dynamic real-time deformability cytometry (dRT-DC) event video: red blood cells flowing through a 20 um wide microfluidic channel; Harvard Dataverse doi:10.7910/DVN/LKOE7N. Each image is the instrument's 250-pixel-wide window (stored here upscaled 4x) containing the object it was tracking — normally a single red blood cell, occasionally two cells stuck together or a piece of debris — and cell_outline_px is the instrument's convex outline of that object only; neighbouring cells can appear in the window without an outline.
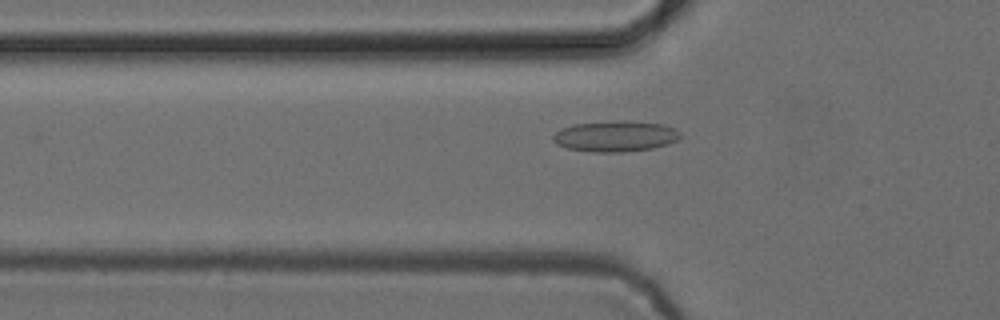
{"species": "common noctule bat (a hibernating species)", "species_latin": "Nyctalus noctula", "temperature_condition": "cold", "stored_images_in_passage": 50, "camera_frame_rate_fps": 3000, "um_per_image_px": 0.085, "animal": {"sex": "female", "body_mass_g": 24.6, "forearm_length_mm": 56.2}, "frame": {"image": 1, "passage_image": 15, "time_ms": 4.667, "image_size_px": [1000, 320], "cell_outline_px": [[680, 136], [676, 140], [668, 144], [652, 148], [624, 152], [592, 152], [568, 148], [556, 144], [552, 140], [552, 136], [560, 128], [572, 124], [620, 120], [664, 124], [676, 128], [680, 132]], "centroid_in_image_um": [52.29, 11.57], "position_along_channel_um": 73.5, "area_um2": 23.0}}
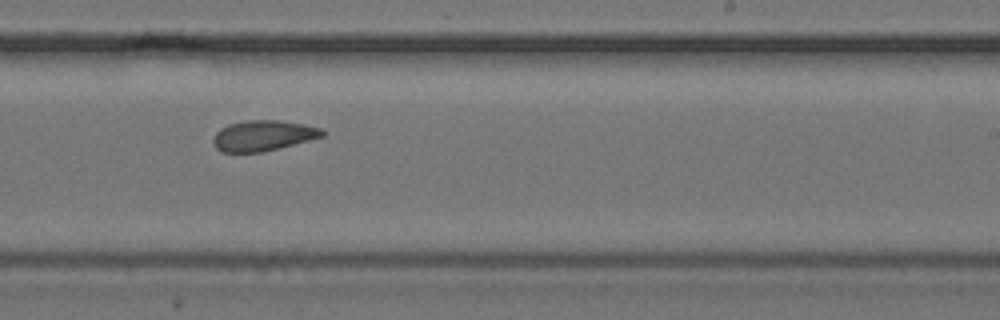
{"frame": {"image": 2, "passage_image": 30, "time_ms": 9.667, "image_size_px": [1000, 320], "cell_outline_px": [[324, 136], [260, 152], [220, 152], [216, 148], [212, 140], [216, 132], [220, 128], [228, 124], [248, 120], [280, 120], [304, 124], [320, 128], [324, 132]], "centroid_in_image_um": [22.32, 11.51], "position_along_channel_um": 266.7, "area_um2": 19.19}}
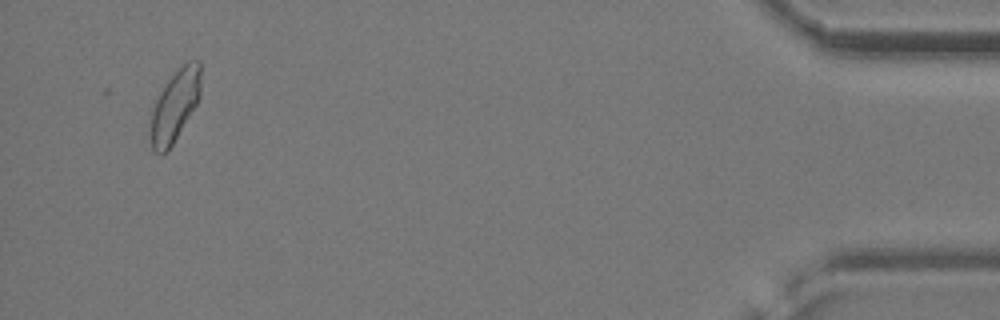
{"frame": {"image": 3, "passage_image": 48, "time_ms": 15.667, "image_size_px": [1000, 320], "cell_outline_px": [[200, 96], [196, 104], [172, 144], [164, 152], [156, 152], [152, 148], [148, 132], [152, 100], [168, 80], [188, 60], [200, 60]], "centroid_in_image_um": [14.8, 8.97], "position_along_channel_um": 420.4, "area_um2": 21.04}, "authors_computed_cell_mechanics": {"area_um2": 20.4034, "velocity_mm_per_s": 3.8573, "shape_relaxation_time_tau1_ms": null, "shape_relaxation_time_tau2_ms": 2.5607, "deformation_change_tau1": null, "deformation_change_tau2": 0.0665}}